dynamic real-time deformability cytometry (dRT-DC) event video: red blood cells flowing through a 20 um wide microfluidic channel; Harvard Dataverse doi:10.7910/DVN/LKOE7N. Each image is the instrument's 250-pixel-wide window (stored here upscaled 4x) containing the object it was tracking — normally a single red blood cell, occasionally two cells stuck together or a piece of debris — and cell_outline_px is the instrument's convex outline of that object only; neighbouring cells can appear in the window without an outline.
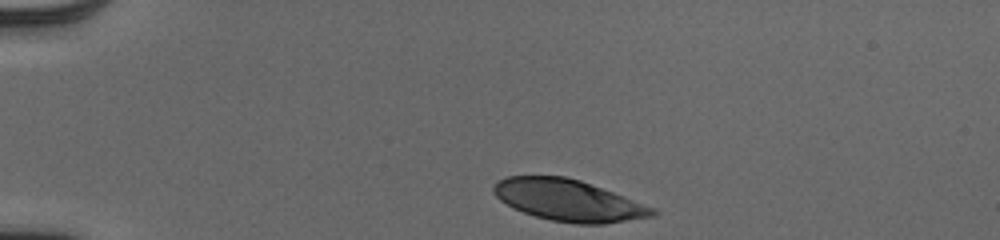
{"species": "human", "species_latin": "Homo sapiens", "temperature_condition": "cold", "stored_images_in_passage": 34, "camera_frame_rate_fps": 3000, "um_per_image_px": 0.085, "donor": {"sex": "male"}, "frame": {"image": 1, "passage_image": 1, "time_ms": 0.0, "image_size_px": [1000, 240], "cell_outline_px": [[660, 212], [656, 216], [604, 224], [576, 224], [552, 220], [536, 216], [512, 208], [500, 200], [492, 192], [492, 188], [496, 180], [508, 176], [564, 176], [580, 180], [656, 208]], "centroid_in_image_um": [48.33, 17.03], "position_along_channel_um": 36.7, "area_um2": 38.49}}
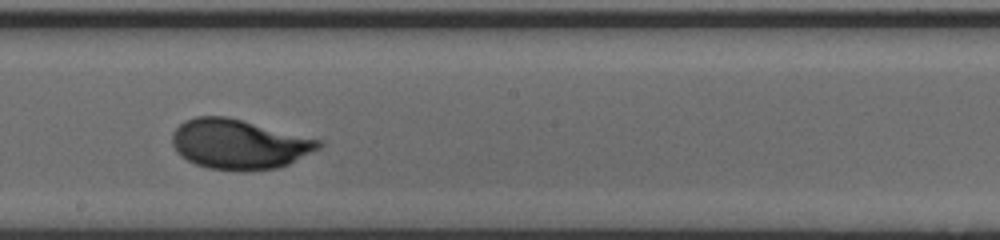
{"frame": {"image": 2, "passage_image": 20, "time_ms": 6.333, "image_size_px": [1000, 240], "cell_outline_px": [[324, 144], [320, 148], [280, 168], [244, 172], [240, 172], [208, 168], [196, 164], [180, 156], [176, 152], [172, 144], [172, 132], [184, 120], [196, 116], [228, 116], [324, 140]], "centroid_in_image_um": [20.33, 12.26], "position_along_channel_um": 227.9, "area_um2": 43.23}}
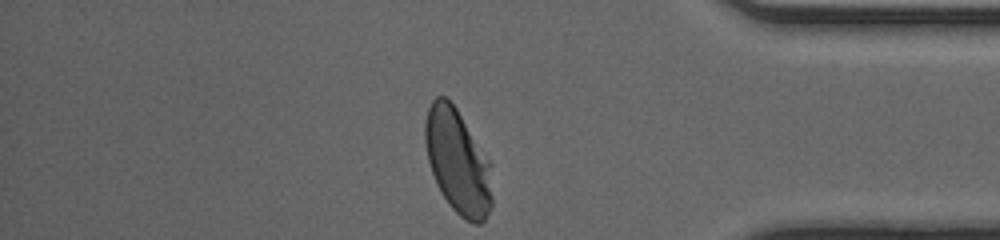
{"frame": {"image": 3, "passage_image": 34, "time_ms": 11.0, "image_size_px": [1000, 240], "cell_outline_px": [[492, 208], [484, 220], [480, 224], [472, 224], [460, 216], [448, 204], [432, 172], [428, 160], [424, 140], [424, 120], [428, 108], [432, 100], [436, 96], [444, 96], [456, 108], [492, 164]], "centroid_in_image_um": [38.93, 13.75], "position_along_channel_um": 396.3, "area_um2": 40.98}, "authors_computed_cell_mechanics": {"area_um2": 41.1536, "velocity_mm_per_s": 4.0179, "shape_relaxation_time_tau1_ms": 2.8432, "shape_relaxation_time_tau2_ms": null, "deformation_change_tau1": 0.1785, "deformation_change_tau2": null}}